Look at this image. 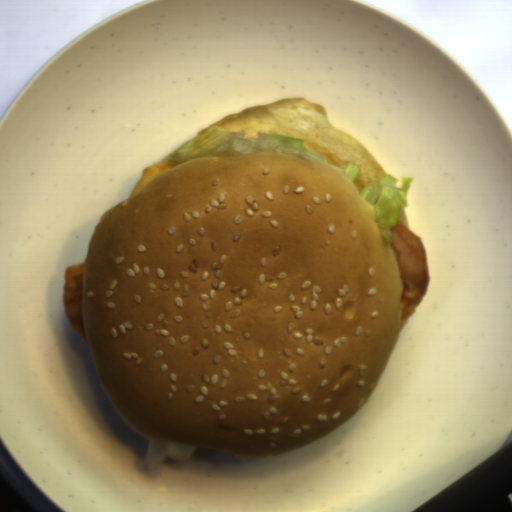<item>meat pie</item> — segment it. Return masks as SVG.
<instances>
[{
	"mask_svg": "<svg viewBox=\"0 0 512 512\" xmlns=\"http://www.w3.org/2000/svg\"><path fill=\"white\" fill-rule=\"evenodd\" d=\"M389 229L393 235L390 246L396 257L403 285V321L414 315L428 293L432 278L428 269V254L421 237L399 219Z\"/></svg>",
	"mask_w": 512,
	"mask_h": 512,
	"instance_id": "1",
	"label": "meat pie"
},
{
	"mask_svg": "<svg viewBox=\"0 0 512 512\" xmlns=\"http://www.w3.org/2000/svg\"><path fill=\"white\" fill-rule=\"evenodd\" d=\"M84 265L85 261L65 267L62 304L70 328L87 341L81 301Z\"/></svg>",
	"mask_w": 512,
	"mask_h": 512,
	"instance_id": "2",
	"label": "meat pie"
}]
</instances>
